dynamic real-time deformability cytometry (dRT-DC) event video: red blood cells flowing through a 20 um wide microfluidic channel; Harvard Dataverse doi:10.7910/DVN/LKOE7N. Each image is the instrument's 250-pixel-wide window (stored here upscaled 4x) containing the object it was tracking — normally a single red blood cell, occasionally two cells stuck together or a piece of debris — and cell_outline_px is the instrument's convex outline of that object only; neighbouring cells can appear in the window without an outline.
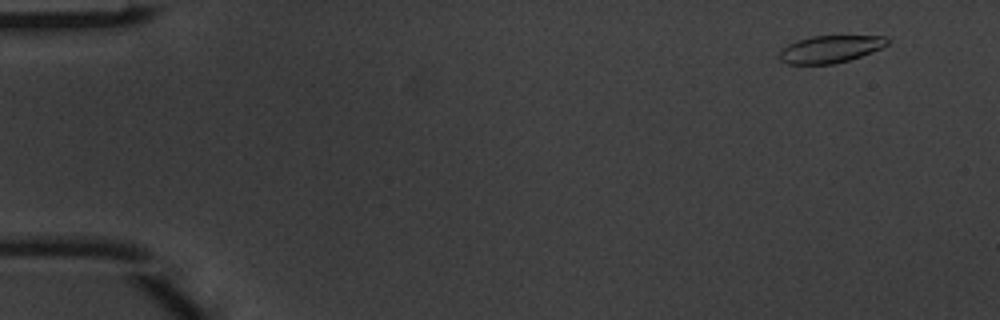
{"species": "common noctule bat (a hibernating species)", "species_latin": "Nyctalus noctula", "temperature_condition": "warm", "stored_images_in_passage": 4, "camera_frame_rate_fps": 3000, "um_per_image_px": 0.085, "animal": {"sex": "male", "body_mass_g": 20.1, "forearm_length_mm": 53.5}, "frame": {"image": 1, "passage_image": 1, "time_ms": 0.0, "image_size_px": [1000, 320], "cell_outline_px": [[888, 44], [880, 48], [860, 56], [848, 60], [832, 64], [788, 64], [780, 60], [780, 52], [788, 44], [796, 40], [812, 36], [884, 36], [888, 40]], "centroid_in_image_um": [70.54, 4.17], "position_along_channel_um": 14.5, "area_um2": 16.88}}